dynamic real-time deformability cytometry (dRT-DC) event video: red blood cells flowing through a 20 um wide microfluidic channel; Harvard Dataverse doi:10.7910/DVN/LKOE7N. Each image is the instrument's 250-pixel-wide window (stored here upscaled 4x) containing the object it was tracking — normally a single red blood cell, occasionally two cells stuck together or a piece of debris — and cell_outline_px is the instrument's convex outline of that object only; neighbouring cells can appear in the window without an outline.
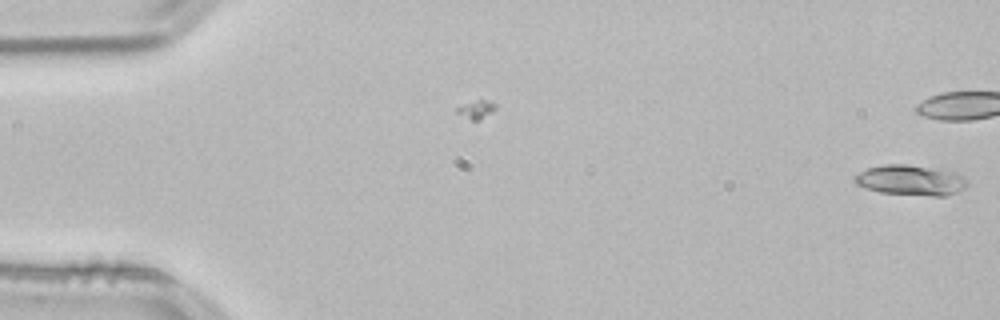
{"species": "common noctule bat (a hibernating species)", "species_latin": "Nyctalus noctula", "temperature_condition": "room temperature", "stored_images_in_passage": 4, "camera_frame_rate_fps": 3000, "um_per_image_px": 0.085, "animal": {"sex": "male", "body_mass_g": 21.5, "forearm_length_mm": 52.0}, "frame": {"image": 1, "passage_image": 4, "time_ms": 1.0, "image_size_px": [1000, 320], "cell_outline_px": [[968, 184], [964, 188], [956, 192], [944, 196], [932, 196], [880, 192], [856, 184], [852, 180], [852, 176], [868, 168], [884, 164], [904, 164], [956, 172], [964, 176], [968, 180]], "centroid_in_image_um": [77.41, 15.31], "position_along_channel_um": 7.6, "area_um2": 19.83}}